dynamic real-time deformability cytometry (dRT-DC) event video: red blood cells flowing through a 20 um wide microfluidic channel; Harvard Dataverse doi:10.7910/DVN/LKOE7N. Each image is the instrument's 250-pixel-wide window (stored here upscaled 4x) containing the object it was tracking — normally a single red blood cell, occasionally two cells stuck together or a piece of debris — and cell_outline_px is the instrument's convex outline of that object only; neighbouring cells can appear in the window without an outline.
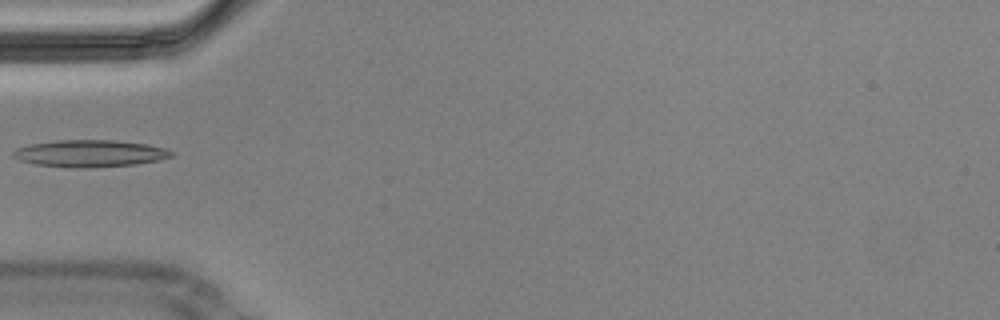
{"species": "Egyptian fruit bat (a non-hibernating species)", "species_latin": "Rousettus aegyptiacus", "temperature_condition": "cold", "stored_images_in_passage": 10, "camera_frame_rate_fps": 3000, "um_per_image_px": 0.085, "animal": {"sex": "male"}, "frame": {"image": 1, "passage_image": 1, "time_ms": 0.0, "image_size_px": [1000, 320], "cell_outline_px": [[176, 152], [172, 156], [160, 160], [136, 164], [84, 168], [72, 168], [36, 164], [20, 160], [12, 156], [12, 152], [16, 148], [28, 144], [56, 140], [116, 140], [148, 144], [164, 148]], "centroid_in_image_um": [7.65, 13.04], "position_along_channel_um": 77.4, "area_um2": 25.09}}